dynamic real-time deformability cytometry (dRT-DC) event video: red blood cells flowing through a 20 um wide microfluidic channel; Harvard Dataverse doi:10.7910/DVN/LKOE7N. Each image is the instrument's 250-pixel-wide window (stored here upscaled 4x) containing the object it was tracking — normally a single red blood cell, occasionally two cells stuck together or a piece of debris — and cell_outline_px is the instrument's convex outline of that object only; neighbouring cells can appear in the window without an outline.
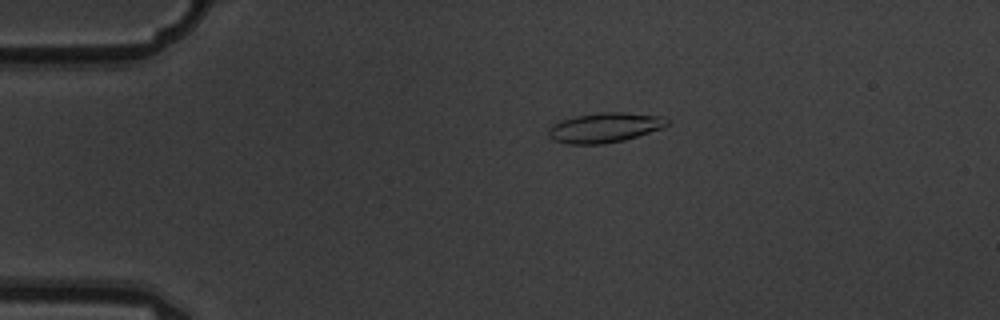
{"species": "common noctule bat (a hibernating species)", "species_latin": "Nyctalus noctula", "temperature_condition": "warm", "stored_images_in_passage": 5, "camera_frame_rate_fps": 3000, "um_per_image_px": 0.085, "animal": {"sex": "male", "body_mass_g": 19.5, "forearm_length_mm": 54.6}, "frame": {"image": 1, "passage_image": 4, "time_ms": 1.0, "image_size_px": [1000, 320], "cell_outline_px": [[672, 120], [664, 128], [624, 140], [604, 144], [564, 144], [548, 136], [548, 128], [552, 124], [560, 120], [576, 116], [600, 112], [624, 112], [664, 116]], "centroid_in_image_um": [51.43, 10.84], "position_along_channel_um": 33.6, "area_um2": 20.92}}